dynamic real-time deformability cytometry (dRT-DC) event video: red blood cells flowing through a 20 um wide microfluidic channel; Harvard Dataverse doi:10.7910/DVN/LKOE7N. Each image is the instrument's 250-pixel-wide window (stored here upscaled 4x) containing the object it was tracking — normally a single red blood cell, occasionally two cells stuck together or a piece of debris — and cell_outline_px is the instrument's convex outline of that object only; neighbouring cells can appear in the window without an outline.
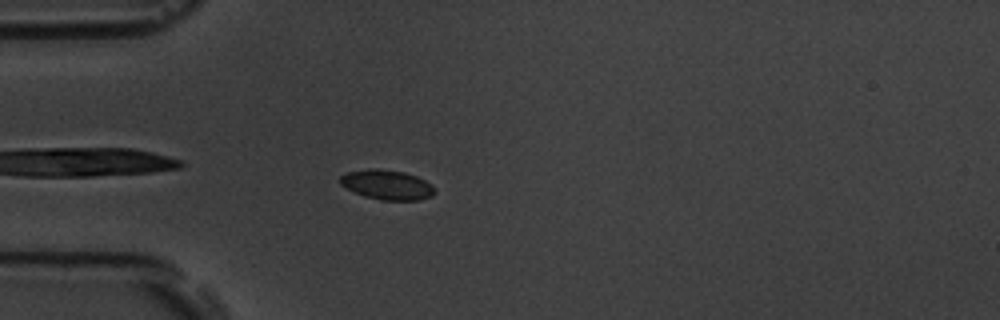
{"species": "common noctule bat (a hibernating species)", "species_latin": "Nyctalus noctula", "temperature_condition": "room temperature", "stored_images_in_passage": 33, "camera_frame_rate_fps": 3000, "um_per_image_px": 0.085, "animal": {"sex": "male", "body_mass_g": 19.5, "forearm_length_mm": 54.6}, "frame": {"image": 1, "passage_image": 3, "time_ms": 0.667, "image_size_px": [1000, 320], "cell_outline_px": [[436, 192], [432, 196], [420, 200], [380, 200], [364, 196], [340, 184], [340, 176], [348, 172], [372, 168], [376, 168], [404, 172], [416, 176], [432, 184]], "centroid_in_image_um": [32.93, 15.71], "position_along_channel_um": 52.1, "area_um2": 16.3}}
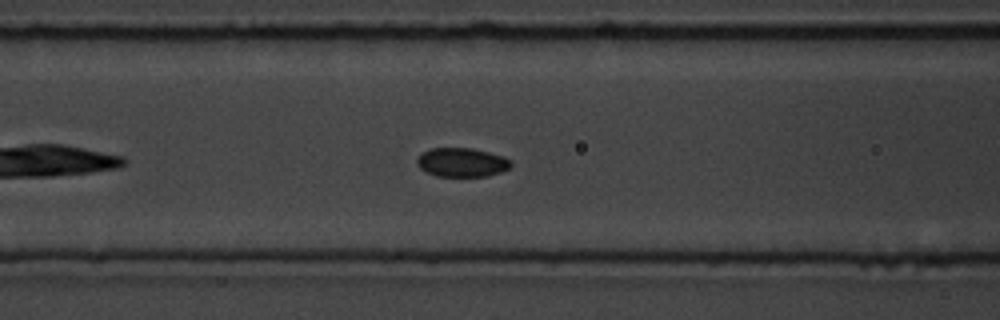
{"frame": {"image": 2, "passage_image": 10, "time_ms": 3.0, "image_size_px": [1000, 320], "cell_outline_px": [[512, 164], [508, 168], [500, 172], [488, 176], [436, 176], [420, 168], [416, 164], [416, 160], [424, 152], [432, 148], [472, 148], [504, 156], [512, 160]], "centroid_in_image_um": [39.28, 13.8], "position_along_channel_um": 127.3, "area_um2": 15.78}}
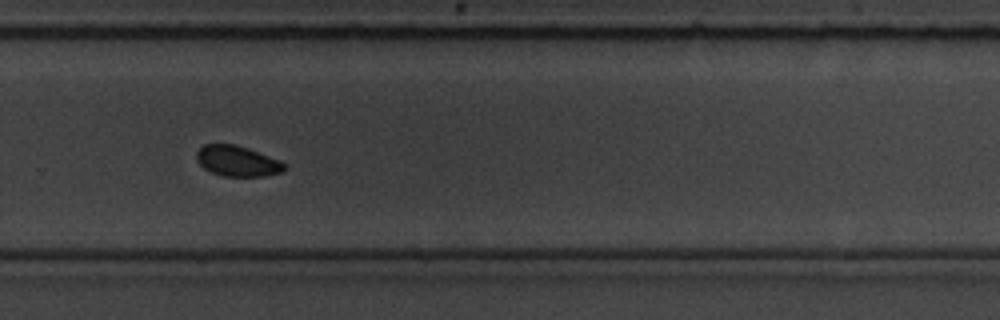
{"frame": {"image": 3, "passage_image": 25, "time_ms": 8.0, "image_size_px": [1000, 320], "cell_outline_px": [[288, 168], [284, 172], [264, 176], [224, 176], [212, 172], [204, 168], [196, 160], [196, 152], [204, 144], [236, 144], [280, 160], [288, 164]], "centroid_in_image_um": [20.22, 13.69], "position_along_channel_um": 309.6, "area_um2": 15.78}, "authors_computed_cell_mechanics": {"area_um2": 16.0106, "velocity_mm_per_s": 3.6508, "shape_relaxation_time_tau1_ms": null, "shape_relaxation_time_tau2_ms": 3.9847, "deformation_change_tau1": null, "deformation_change_tau2": 0.0539}}